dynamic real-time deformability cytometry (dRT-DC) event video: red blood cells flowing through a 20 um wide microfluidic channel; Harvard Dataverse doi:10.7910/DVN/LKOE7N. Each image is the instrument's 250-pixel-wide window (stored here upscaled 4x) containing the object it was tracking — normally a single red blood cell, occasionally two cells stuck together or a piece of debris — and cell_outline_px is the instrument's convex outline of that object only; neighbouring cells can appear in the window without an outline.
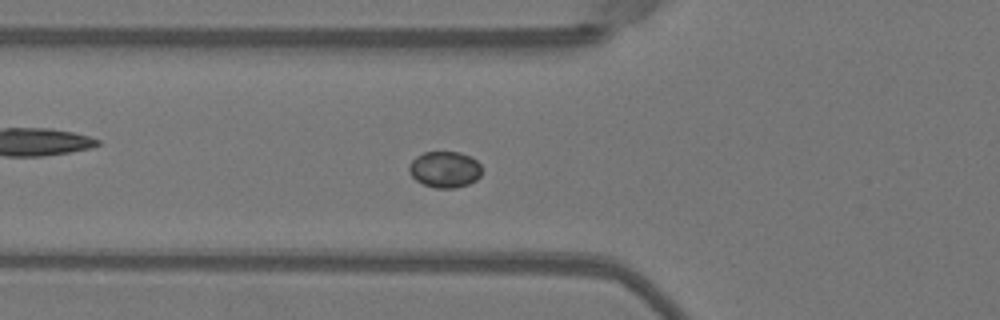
{"species": "Egyptian fruit bat (a non-hibernating species)", "species_latin": "Rousettus aegyptiacus", "temperature_condition": "warm", "stored_images_in_passage": 52, "camera_frame_rate_fps": 3000, "um_per_image_px": 0.085, "animal": {"sex": "female"}, "frame": {"image": 1, "passage_image": 19, "time_ms": 6.0, "image_size_px": [1000, 320], "cell_outline_px": [[480, 176], [476, 180], [468, 184], [456, 188], [436, 188], [424, 184], [416, 180], [408, 172], [408, 164], [416, 156], [424, 152], [460, 152], [472, 156], [480, 164]], "centroid_in_image_um": [37.79, 14.39], "position_along_channel_um": 88.0, "area_um2": 15.49}}
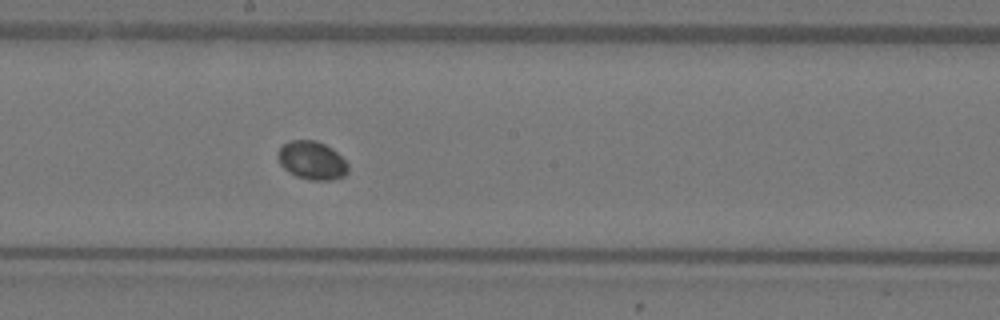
{"frame": {"image": 2, "passage_image": 29, "time_ms": 9.333, "image_size_px": [1000, 320], "cell_outline_px": [[348, 172], [344, 176], [332, 180], [308, 180], [296, 176], [288, 172], [280, 164], [276, 156], [280, 148], [284, 144], [292, 140], [316, 140], [332, 148], [348, 164]], "centroid_in_image_um": [26.5, 13.65], "position_along_channel_um": 221.7, "area_um2": 15.72}}
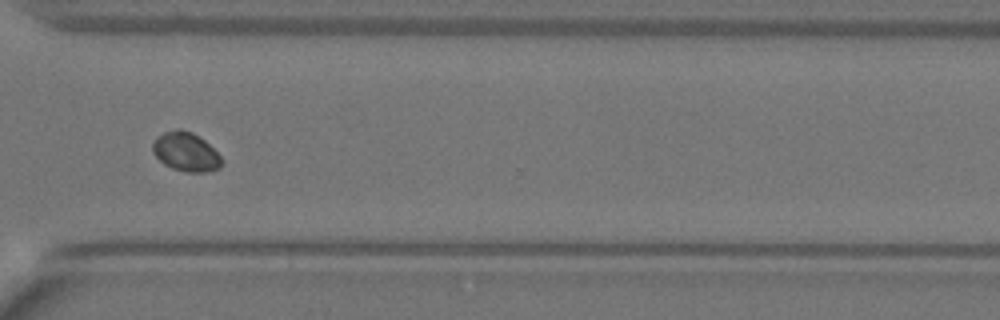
{"frame": {"image": 3, "passage_image": 39, "time_ms": 12.667, "image_size_px": [1000, 320], "cell_outline_px": [[224, 164], [220, 168], [208, 172], [184, 172], [172, 168], [164, 164], [152, 152], [152, 144], [156, 136], [164, 132], [176, 128], [180, 128], [192, 132], [204, 140], [224, 160]], "centroid_in_image_um": [15.8, 12.91], "position_along_channel_um": 354.8, "area_um2": 15.9}}